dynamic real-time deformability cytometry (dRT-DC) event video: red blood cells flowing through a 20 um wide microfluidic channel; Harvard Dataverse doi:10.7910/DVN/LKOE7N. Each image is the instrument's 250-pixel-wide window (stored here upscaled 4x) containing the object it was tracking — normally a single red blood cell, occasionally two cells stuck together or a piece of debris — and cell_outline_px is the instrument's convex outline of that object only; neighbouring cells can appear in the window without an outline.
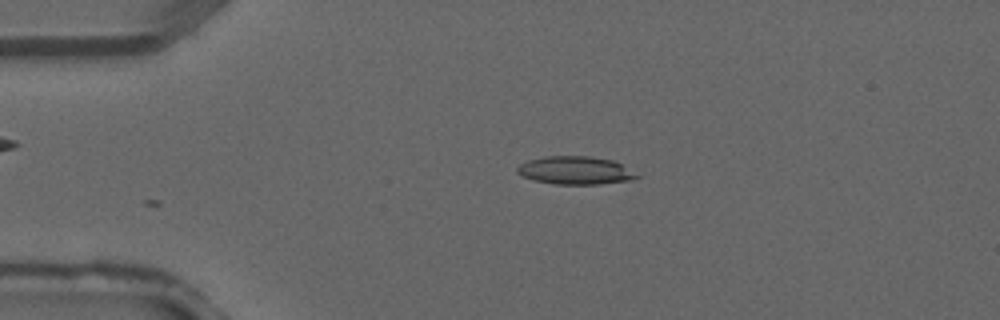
{"species": "common noctule bat (a hibernating species)", "species_latin": "Nyctalus noctula", "temperature_condition": "warm", "stored_images_in_passage": 3, "camera_frame_rate_fps": 3000, "um_per_image_px": 0.085, "animal": {"sex": "male", "forearm_length_mm": 52.5}, "frame": {"image": 1, "passage_image": 2, "time_ms": 0.333, "image_size_px": [1000, 320], "cell_outline_px": [[640, 176], [632, 180], [600, 184], [556, 184], [532, 180], [520, 176], [516, 172], [516, 168], [520, 164], [528, 160], [544, 156], [588, 156], [612, 160], [620, 164]], "centroid_in_image_um": [48.84, 14.49], "position_along_channel_um": 36.2, "area_um2": 19.54}}
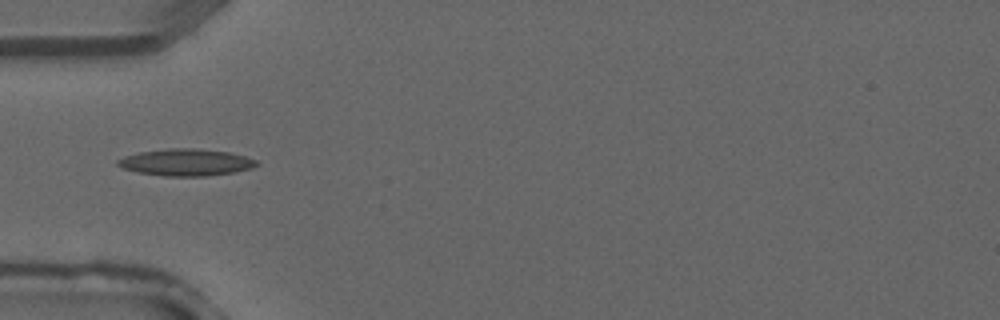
{"frame": {"image": 2, "passage_image": 3, "time_ms": 0.667, "image_size_px": [1000, 320], "cell_outline_px": [[260, 164], [252, 168], [236, 172], [204, 176], [164, 176], [136, 172], [124, 168], [116, 164], [116, 160], [124, 156], [140, 152], [172, 148], [196, 148], [228, 152], [244, 156], [256, 160]], "centroid_in_image_um": [15.81, 13.8], "position_along_channel_um": 69.2, "area_um2": 21.73}}